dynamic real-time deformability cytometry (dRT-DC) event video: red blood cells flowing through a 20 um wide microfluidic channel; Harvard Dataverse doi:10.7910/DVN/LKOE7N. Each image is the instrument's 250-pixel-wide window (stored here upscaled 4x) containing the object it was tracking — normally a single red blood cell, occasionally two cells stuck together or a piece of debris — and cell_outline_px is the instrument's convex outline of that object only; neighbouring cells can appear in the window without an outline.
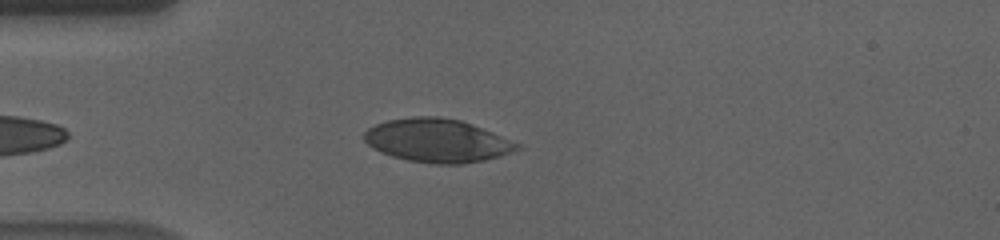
{"species": "human", "species_latin": "Homo sapiens", "temperature_condition": "cold", "stored_images_in_passage": 44, "camera_frame_rate_fps": 3000, "um_per_image_px": 0.085, "donor": {"sex": "male"}, "frame": {"image": 1, "passage_image": 2, "time_ms": 0.333, "image_size_px": [1000, 240], "cell_outline_px": [[524, 148], [500, 156], [484, 160], [460, 164], [436, 164], [408, 160], [392, 156], [380, 152], [372, 148], [364, 140], [364, 132], [368, 128], [376, 124], [388, 120], [412, 116], [440, 116], [460, 120], [472, 124], [492, 132], [520, 144]], "centroid_in_image_um": [37.16, 11.94], "position_along_channel_um": 47.8, "area_um2": 38.73}}
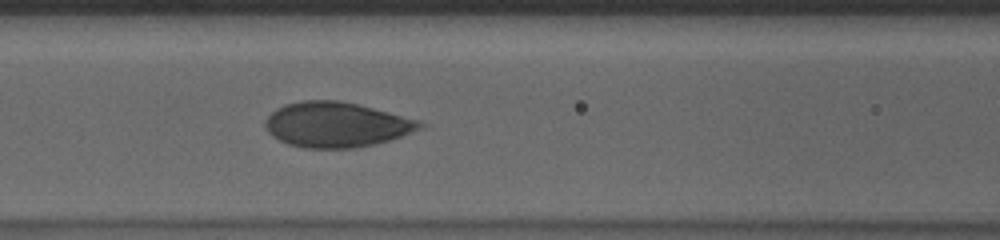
{"frame": {"image": 2, "passage_image": 11, "time_ms": 3.333, "image_size_px": [1000, 240], "cell_outline_px": [[432, 124], [400, 136], [376, 144], [356, 148], [304, 148], [288, 144], [272, 136], [268, 132], [264, 124], [268, 116], [276, 108], [284, 104], [304, 100], [340, 100], [420, 120]], "centroid_in_image_um": [28.6, 10.59], "position_along_channel_um": 138.0, "area_um2": 40.69}}
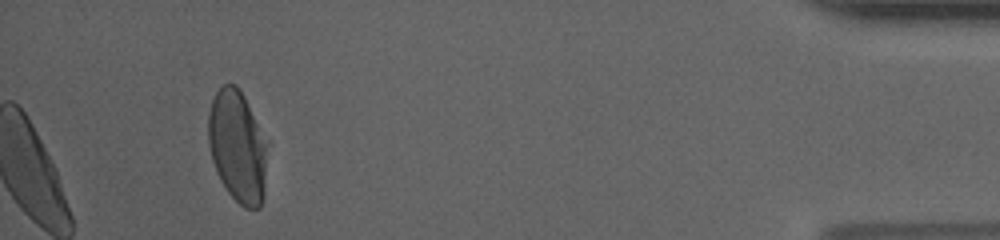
{"frame": {"image": 3, "passage_image": 40, "time_ms": 13.0, "image_size_px": [1000, 240], "cell_outline_px": [[268, 140], [264, 196], [260, 208], [244, 208], [228, 192], [220, 180], [216, 172], [212, 160], [208, 144], [208, 112], [212, 100], [216, 92], [224, 84], [236, 84], [244, 96]], "centroid_in_image_um": [20.2, 12.45], "position_along_channel_um": 415.0, "area_um2": 39.02}, "authors_computed_cell_mechanics": {"area_um2": 40.46, "velocity_mm_per_s": 3.5438, "shape_relaxation_time_tau1_ms": 5.6041, "shape_relaxation_time_tau2_ms": null, "deformation_change_tau1": 0.1896, "deformation_change_tau2": null}}